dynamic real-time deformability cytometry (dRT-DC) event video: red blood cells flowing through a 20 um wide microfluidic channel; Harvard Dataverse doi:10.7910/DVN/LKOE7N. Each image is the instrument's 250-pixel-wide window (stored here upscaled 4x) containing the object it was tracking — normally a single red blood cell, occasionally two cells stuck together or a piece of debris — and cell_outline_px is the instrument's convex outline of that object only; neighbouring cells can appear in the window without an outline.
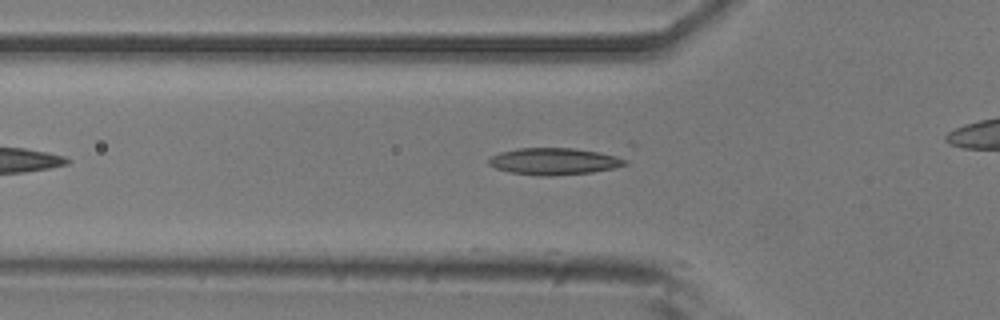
{"species": "common noctule bat (a hibernating species)", "species_latin": "Nyctalus noctula", "temperature_condition": "room temperature", "stored_images_in_passage": 10, "camera_frame_rate_fps": 3000, "um_per_image_px": 0.085, "animal": {"sex": "male", "body_mass_g": 20.5, "forearm_length_mm": 52.5}, "frame": {"image": 1, "passage_image": 10, "time_ms": 3.0, "image_size_px": [1000, 320], "cell_outline_px": [[636, 144], [628, 164], [612, 168], [592, 172], [552, 176], [540, 176], [512, 172], [496, 168], [488, 164], [488, 160], [492, 156], [500, 152], [520, 148], [628, 140], [632, 140]], "centroid_in_image_um": [48.01, 13.46], "position_along_channel_um": 77.8, "area_um2": 26.99}}